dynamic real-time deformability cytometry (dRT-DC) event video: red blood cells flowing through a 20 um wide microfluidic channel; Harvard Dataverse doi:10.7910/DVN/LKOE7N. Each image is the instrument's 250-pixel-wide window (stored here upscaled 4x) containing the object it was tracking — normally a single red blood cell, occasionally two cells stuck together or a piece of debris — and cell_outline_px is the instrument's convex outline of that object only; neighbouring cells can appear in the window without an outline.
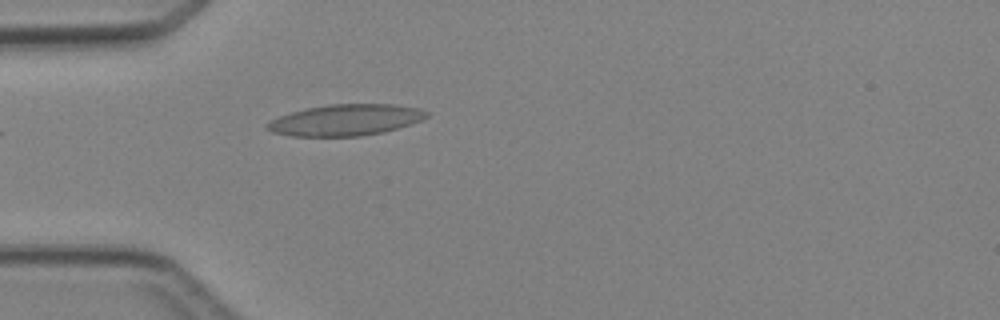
{"species": "Egyptian fruit bat (a non-hibernating species)", "species_latin": "Rousettus aegyptiacus", "temperature_condition": "cold", "stored_images_in_passage": 1, "camera_frame_rate_fps": 3000, "um_per_image_px": 0.085, "animal": {"sex": "female"}, "frame": {"image": 1, "passage_image": 1, "time_ms": 0.0, "image_size_px": [1000, 320], "cell_outline_px": [[428, 116], [412, 124], [384, 132], [360, 136], [292, 136], [272, 132], [264, 128], [264, 124], [280, 116], [292, 112], [308, 108], [328, 104], [392, 104], [420, 108], [428, 112]], "centroid_in_image_um": [29.38, 10.2], "position_along_channel_um": 55.6, "area_um2": 29.02}}